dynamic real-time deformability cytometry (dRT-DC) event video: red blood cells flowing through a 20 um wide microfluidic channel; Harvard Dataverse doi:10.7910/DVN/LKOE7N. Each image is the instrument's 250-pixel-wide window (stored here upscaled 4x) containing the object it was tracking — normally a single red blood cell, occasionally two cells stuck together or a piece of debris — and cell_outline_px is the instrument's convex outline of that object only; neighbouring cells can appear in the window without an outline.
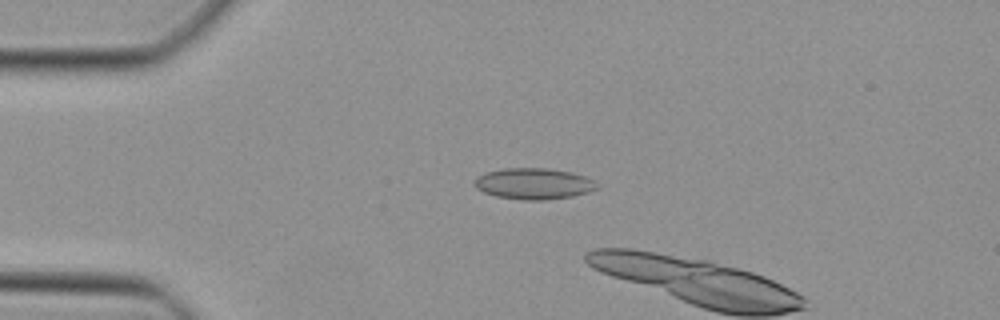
{"species": "Egyptian fruit bat (a non-hibernating species)", "species_latin": "Rousettus aegyptiacus", "temperature_condition": "cold", "stored_images_in_passage": 13, "camera_frame_rate_fps": 3000, "um_per_image_px": 0.085, "animal": {"sex": "female"}, "frame": {"image": 1, "passage_image": 11, "time_ms": 3.333, "image_size_px": [1000, 320], "cell_outline_px": [[600, 188], [588, 192], [572, 196], [544, 200], [524, 200], [496, 196], [484, 192], [476, 188], [476, 176], [484, 172], [504, 168], [548, 168], [572, 172], [596, 180]], "centroid_in_image_um": [45.4, 15.6], "position_along_channel_um": 39.6, "area_um2": 22.37}}